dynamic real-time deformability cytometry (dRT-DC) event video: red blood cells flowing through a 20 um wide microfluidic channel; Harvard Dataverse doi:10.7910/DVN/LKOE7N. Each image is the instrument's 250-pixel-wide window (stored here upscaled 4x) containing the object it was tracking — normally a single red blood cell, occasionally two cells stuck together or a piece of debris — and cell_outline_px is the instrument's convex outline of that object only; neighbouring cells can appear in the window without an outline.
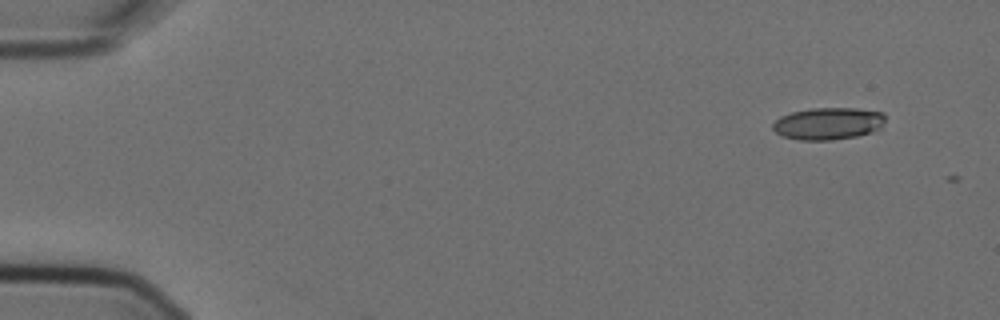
{"species": "Egyptian fruit bat (a non-hibernating species)", "species_latin": "Rousettus aegyptiacus", "temperature_condition": "cold", "stored_images_in_passage": 3, "camera_frame_rate_fps": 3000, "um_per_image_px": 0.085, "animal": {"sex": "female"}, "frame": {"image": 1, "passage_image": 2, "time_ms": 0.333, "image_size_px": [1000, 320], "cell_outline_px": [[884, 120], [880, 128], [876, 132], [856, 136], [832, 140], [800, 140], [784, 136], [776, 132], [772, 128], [772, 124], [780, 116], [792, 112], [812, 108], [856, 108], [884, 112]], "centroid_in_image_um": [70.42, 10.5], "position_along_channel_um": 14.6, "area_um2": 21.15}}